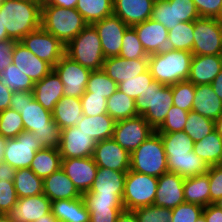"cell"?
I'll use <instances>...</instances> for the list:
<instances>
[{"instance_id":"obj_1","label":"cell","mask_w":222,"mask_h":222,"mask_svg":"<svg viewBox=\"0 0 222 222\" xmlns=\"http://www.w3.org/2000/svg\"><path fill=\"white\" fill-rule=\"evenodd\" d=\"M10 108L21 114L24 131L32 132L44 148H59L61 129L53 120L52 112L34 99L33 92H13Z\"/></svg>"},{"instance_id":"obj_2","label":"cell","mask_w":222,"mask_h":222,"mask_svg":"<svg viewBox=\"0 0 222 222\" xmlns=\"http://www.w3.org/2000/svg\"><path fill=\"white\" fill-rule=\"evenodd\" d=\"M159 134L167 157L168 172L183 178L208 172L209 165L193 152L194 142L184 131Z\"/></svg>"},{"instance_id":"obj_3","label":"cell","mask_w":222,"mask_h":222,"mask_svg":"<svg viewBox=\"0 0 222 222\" xmlns=\"http://www.w3.org/2000/svg\"><path fill=\"white\" fill-rule=\"evenodd\" d=\"M0 14L8 37L17 42L41 27L42 7L34 0H4Z\"/></svg>"},{"instance_id":"obj_4","label":"cell","mask_w":222,"mask_h":222,"mask_svg":"<svg viewBox=\"0 0 222 222\" xmlns=\"http://www.w3.org/2000/svg\"><path fill=\"white\" fill-rule=\"evenodd\" d=\"M193 54L185 50L165 49L149 55V70L154 80L163 85H174L188 80Z\"/></svg>"},{"instance_id":"obj_5","label":"cell","mask_w":222,"mask_h":222,"mask_svg":"<svg viewBox=\"0 0 222 222\" xmlns=\"http://www.w3.org/2000/svg\"><path fill=\"white\" fill-rule=\"evenodd\" d=\"M135 104L137 115L143 116L156 131L173 106L172 85H163L153 80L150 86L135 99Z\"/></svg>"},{"instance_id":"obj_6","label":"cell","mask_w":222,"mask_h":222,"mask_svg":"<svg viewBox=\"0 0 222 222\" xmlns=\"http://www.w3.org/2000/svg\"><path fill=\"white\" fill-rule=\"evenodd\" d=\"M87 25L82 15L75 8L42 6L41 27L64 45L74 39Z\"/></svg>"},{"instance_id":"obj_7","label":"cell","mask_w":222,"mask_h":222,"mask_svg":"<svg viewBox=\"0 0 222 222\" xmlns=\"http://www.w3.org/2000/svg\"><path fill=\"white\" fill-rule=\"evenodd\" d=\"M65 55L91 71L102 70L105 56L95 27L88 24L68 42L65 45Z\"/></svg>"},{"instance_id":"obj_8","label":"cell","mask_w":222,"mask_h":222,"mask_svg":"<svg viewBox=\"0 0 222 222\" xmlns=\"http://www.w3.org/2000/svg\"><path fill=\"white\" fill-rule=\"evenodd\" d=\"M130 169L153 177L168 172L167 157L160 134L155 131L131 154Z\"/></svg>"},{"instance_id":"obj_9","label":"cell","mask_w":222,"mask_h":222,"mask_svg":"<svg viewBox=\"0 0 222 222\" xmlns=\"http://www.w3.org/2000/svg\"><path fill=\"white\" fill-rule=\"evenodd\" d=\"M158 185V177L129 170L126 174L122 202L124 210L134 211L153 205Z\"/></svg>"},{"instance_id":"obj_10","label":"cell","mask_w":222,"mask_h":222,"mask_svg":"<svg viewBox=\"0 0 222 222\" xmlns=\"http://www.w3.org/2000/svg\"><path fill=\"white\" fill-rule=\"evenodd\" d=\"M193 55H222V24L215 18L194 21Z\"/></svg>"},{"instance_id":"obj_11","label":"cell","mask_w":222,"mask_h":222,"mask_svg":"<svg viewBox=\"0 0 222 222\" xmlns=\"http://www.w3.org/2000/svg\"><path fill=\"white\" fill-rule=\"evenodd\" d=\"M42 148L32 132L22 131L16 138L6 139L3 161L16 170L30 168L35 153Z\"/></svg>"},{"instance_id":"obj_12","label":"cell","mask_w":222,"mask_h":222,"mask_svg":"<svg viewBox=\"0 0 222 222\" xmlns=\"http://www.w3.org/2000/svg\"><path fill=\"white\" fill-rule=\"evenodd\" d=\"M155 129L143 116H136L115 123L112 139L130 154L136 150Z\"/></svg>"},{"instance_id":"obj_13","label":"cell","mask_w":222,"mask_h":222,"mask_svg":"<svg viewBox=\"0 0 222 222\" xmlns=\"http://www.w3.org/2000/svg\"><path fill=\"white\" fill-rule=\"evenodd\" d=\"M20 42L39 59L53 67L65 55V45L42 27L26 35Z\"/></svg>"},{"instance_id":"obj_14","label":"cell","mask_w":222,"mask_h":222,"mask_svg":"<svg viewBox=\"0 0 222 222\" xmlns=\"http://www.w3.org/2000/svg\"><path fill=\"white\" fill-rule=\"evenodd\" d=\"M63 83L64 96L80 98L86 90L91 70L64 55L53 67Z\"/></svg>"},{"instance_id":"obj_15","label":"cell","mask_w":222,"mask_h":222,"mask_svg":"<svg viewBox=\"0 0 222 222\" xmlns=\"http://www.w3.org/2000/svg\"><path fill=\"white\" fill-rule=\"evenodd\" d=\"M92 25L100 37L105 59L119 56L124 33L129 26L114 14Z\"/></svg>"},{"instance_id":"obj_16","label":"cell","mask_w":222,"mask_h":222,"mask_svg":"<svg viewBox=\"0 0 222 222\" xmlns=\"http://www.w3.org/2000/svg\"><path fill=\"white\" fill-rule=\"evenodd\" d=\"M93 159L98 167L120 172L130 169V153L112 138L96 142Z\"/></svg>"},{"instance_id":"obj_17","label":"cell","mask_w":222,"mask_h":222,"mask_svg":"<svg viewBox=\"0 0 222 222\" xmlns=\"http://www.w3.org/2000/svg\"><path fill=\"white\" fill-rule=\"evenodd\" d=\"M96 142L76 126L61 130V144L58 148L62 158L93 157Z\"/></svg>"},{"instance_id":"obj_18","label":"cell","mask_w":222,"mask_h":222,"mask_svg":"<svg viewBox=\"0 0 222 222\" xmlns=\"http://www.w3.org/2000/svg\"><path fill=\"white\" fill-rule=\"evenodd\" d=\"M61 168L73 182L77 190L83 195L91 189L98 166L93 157L62 158Z\"/></svg>"},{"instance_id":"obj_19","label":"cell","mask_w":222,"mask_h":222,"mask_svg":"<svg viewBox=\"0 0 222 222\" xmlns=\"http://www.w3.org/2000/svg\"><path fill=\"white\" fill-rule=\"evenodd\" d=\"M184 180L185 178L171 172L164 173L158 177V185L153 205L172 210L185 202Z\"/></svg>"},{"instance_id":"obj_20","label":"cell","mask_w":222,"mask_h":222,"mask_svg":"<svg viewBox=\"0 0 222 222\" xmlns=\"http://www.w3.org/2000/svg\"><path fill=\"white\" fill-rule=\"evenodd\" d=\"M126 174L127 172L98 167L91 189L83 197H122Z\"/></svg>"},{"instance_id":"obj_21","label":"cell","mask_w":222,"mask_h":222,"mask_svg":"<svg viewBox=\"0 0 222 222\" xmlns=\"http://www.w3.org/2000/svg\"><path fill=\"white\" fill-rule=\"evenodd\" d=\"M51 212V200L45 194L18 198L7 215L12 222H35Z\"/></svg>"},{"instance_id":"obj_22","label":"cell","mask_w":222,"mask_h":222,"mask_svg":"<svg viewBox=\"0 0 222 222\" xmlns=\"http://www.w3.org/2000/svg\"><path fill=\"white\" fill-rule=\"evenodd\" d=\"M148 69V58L129 60L120 56L106 58L102 66V71L117 84L137 77Z\"/></svg>"},{"instance_id":"obj_23","label":"cell","mask_w":222,"mask_h":222,"mask_svg":"<svg viewBox=\"0 0 222 222\" xmlns=\"http://www.w3.org/2000/svg\"><path fill=\"white\" fill-rule=\"evenodd\" d=\"M13 64L28 76L34 83L42 80L53 70L48 62L39 59L19 41L15 43L12 52Z\"/></svg>"},{"instance_id":"obj_24","label":"cell","mask_w":222,"mask_h":222,"mask_svg":"<svg viewBox=\"0 0 222 222\" xmlns=\"http://www.w3.org/2000/svg\"><path fill=\"white\" fill-rule=\"evenodd\" d=\"M132 27L148 55L168 48V29L161 23L150 18Z\"/></svg>"},{"instance_id":"obj_25","label":"cell","mask_w":222,"mask_h":222,"mask_svg":"<svg viewBox=\"0 0 222 222\" xmlns=\"http://www.w3.org/2000/svg\"><path fill=\"white\" fill-rule=\"evenodd\" d=\"M155 0H113V14L126 25L134 26L152 16Z\"/></svg>"},{"instance_id":"obj_26","label":"cell","mask_w":222,"mask_h":222,"mask_svg":"<svg viewBox=\"0 0 222 222\" xmlns=\"http://www.w3.org/2000/svg\"><path fill=\"white\" fill-rule=\"evenodd\" d=\"M222 70V55H193L188 81L193 85L211 84Z\"/></svg>"},{"instance_id":"obj_27","label":"cell","mask_w":222,"mask_h":222,"mask_svg":"<svg viewBox=\"0 0 222 222\" xmlns=\"http://www.w3.org/2000/svg\"><path fill=\"white\" fill-rule=\"evenodd\" d=\"M63 83L57 73L52 70L42 80L34 83V99L49 111H53L54 106L64 96Z\"/></svg>"},{"instance_id":"obj_28","label":"cell","mask_w":222,"mask_h":222,"mask_svg":"<svg viewBox=\"0 0 222 222\" xmlns=\"http://www.w3.org/2000/svg\"><path fill=\"white\" fill-rule=\"evenodd\" d=\"M43 184V194H45L51 202L83 197L62 168L50 176L45 177Z\"/></svg>"},{"instance_id":"obj_29","label":"cell","mask_w":222,"mask_h":222,"mask_svg":"<svg viewBox=\"0 0 222 222\" xmlns=\"http://www.w3.org/2000/svg\"><path fill=\"white\" fill-rule=\"evenodd\" d=\"M51 212L58 222H90L83 197L53 201Z\"/></svg>"},{"instance_id":"obj_30","label":"cell","mask_w":222,"mask_h":222,"mask_svg":"<svg viewBox=\"0 0 222 222\" xmlns=\"http://www.w3.org/2000/svg\"><path fill=\"white\" fill-rule=\"evenodd\" d=\"M192 110L214 121L222 115V101L211 84L195 86Z\"/></svg>"},{"instance_id":"obj_31","label":"cell","mask_w":222,"mask_h":222,"mask_svg":"<svg viewBox=\"0 0 222 222\" xmlns=\"http://www.w3.org/2000/svg\"><path fill=\"white\" fill-rule=\"evenodd\" d=\"M82 115L81 99L77 97L63 96L52 111V118L61 130L76 126Z\"/></svg>"},{"instance_id":"obj_32","label":"cell","mask_w":222,"mask_h":222,"mask_svg":"<svg viewBox=\"0 0 222 222\" xmlns=\"http://www.w3.org/2000/svg\"><path fill=\"white\" fill-rule=\"evenodd\" d=\"M116 121L107 113L95 117L82 115L76 127L85 132L95 142L110 139L113 136Z\"/></svg>"},{"instance_id":"obj_33","label":"cell","mask_w":222,"mask_h":222,"mask_svg":"<svg viewBox=\"0 0 222 222\" xmlns=\"http://www.w3.org/2000/svg\"><path fill=\"white\" fill-rule=\"evenodd\" d=\"M184 200L202 207L210 204V186L207 173L185 178Z\"/></svg>"},{"instance_id":"obj_34","label":"cell","mask_w":222,"mask_h":222,"mask_svg":"<svg viewBox=\"0 0 222 222\" xmlns=\"http://www.w3.org/2000/svg\"><path fill=\"white\" fill-rule=\"evenodd\" d=\"M193 152L209 166L222 162V138L213 131L205 138L194 143Z\"/></svg>"},{"instance_id":"obj_35","label":"cell","mask_w":222,"mask_h":222,"mask_svg":"<svg viewBox=\"0 0 222 222\" xmlns=\"http://www.w3.org/2000/svg\"><path fill=\"white\" fill-rule=\"evenodd\" d=\"M62 167V157L58 149L42 148L35 153L30 169L44 179Z\"/></svg>"},{"instance_id":"obj_36","label":"cell","mask_w":222,"mask_h":222,"mask_svg":"<svg viewBox=\"0 0 222 222\" xmlns=\"http://www.w3.org/2000/svg\"><path fill=\"white\" fill-rule=\"evenodd\" d=\"M14 187L18 198L32 197L43 193V179L30 168L15 171Z\"/></svg>"},{"instance_id":"obj_37","label":"cell","mask_w":222,"mask_h":222,"mask_svg":"<svg viewBox=\"0 0 222 222\" xmlns=\"http://www.w3.org/2000/svg\"><path fill=\"white\" fill-rule=\"evenodd\" d=\"M75 9L92 25L113 15V0H78Z\"/></svg>"},{"instance_id":"obj_38","label":"cell","mask_w":222,"mask_h":222,"mask_svg":"<svg viewBox=\"0 0 222 222\" xmlns=\"http://www.w3.org/2000/svg\"><path fill=\"white\" fill-rule=\"evenodd\" d=\"M107 114L116 122L136 117L135 100L117 90L107 99Z\"/></svg>"},{"instance_id":"obj_39","label":"cell","mask_w":222,"mask_h":222,"mask_svg":"<svg viewBox=\"0 0 222 222\" xmlns=\"http://www.w3.org/2000/svg\"><path fill=\"white\" fill-rule=\"evenodd\" d=\"M194 21L180 22L168 31V49L192 52L194 41Z\"/></svg>"},{"instance_id":"obj_40","label":"cell","mask_w":222,"mask_h":222,"mask_svg":"<svg viewBox=\"0 0 222 222\" xmlns=\"http://www.w3.org/2000/svg\"><path fill=\"white\" fill-rule=\"evenodd\" d=\"M183 131L195 143L215 131L214 120L204 117L198 114L197 112L191 110L188 113Z\"/></svg>"},{"instance_id":"obj_41","label":"cell","mask_w":222,"mask_h":222,"mask_svg":"<svg viewBox=\"0 0 222 222\" xmlns=\"http://www.w3.org/2000/svg\"><path fill=\"white\" fill-rule=\"evenodd\" d=\"M0 83L8 86L13 92H33L34 88V82L13 63L0 74Z\"/></svg>"},{"instance_id":"obj_42","label":"cell","mask_w":222,"mask_h":222,"mask_svg":"<svg viewBox=\"0 0 222 222\" xmlns=\"http://www.w3.org/2000/svg\"><path fill=\"white\" fill-rule=\"evenodd\" d=\"M117 90L118 84L115 81L108 77L104 71L96 70L90 73L85 92L108 99Z\"/></svg>"},{"instance_id":"obj_43","label":"cell","mask_w":222,"mask_h":222,"mask_svg":"<svg viewBox=\"0 0 222 222\" xmlns=\"http://www.w3.org/2000/svg\"><path fill=\"white\" fill-rule=\"evenodd\" d=\"M24 131L21 114L12 108L0 112V135L3 138H16Z\"/></svg>"},{"instance_id":"obj_44","label":"cell","mask_w":222,"mask_h":222,"mask_svg":"<svg viewBox=\"0 0 222 222\" xmlns=\"http://www.w3.org/2000/svg\"><path fill=\"white\" fill-rule=\"evenodd\" d=\"M122 41L123 43L119 54L120 57L129 60L137 58H149V55L143 48V45L132 26H129L126 29Z\"/></svg>"},{"instance_id":"obj_45","label":"cell","mask_w":222,"mask_h":222,"mask_svg":"<svg viewBox=\"0 0 222 222\" xmlns=\"http://www.w3.org/2000/svg\"><path fill=\"white\" fill-rule=\"evenodd\" d=\"M173 105L185 111H191L195 97V85L190 81H180L172 85Z\"/></svg>"},{"instance_id":"obj_46","label":"cell","mask_w":222,"mask_h":222,"mask_svg":"<svg viewBox=\"0 0 222 222\" xmlns=\"http://www.w3.org/2000/svg\"><path fill=\"white\" fill-rule=\"evenodd\" d=\"M153 80L154 78L148 69L146 72L138 75L137 77L118 84V90L135 100L148 86H150Z\"/></svg>"},{"instance_id":"obj_47","label":"cell","mask_w":222,"mask_h":222,"mask_svg":"<svg viewBox=\"0 0 222 222\" xmlns=\"http://www.w3.org/2000/svg\"><path fill=\"white\" fill-rule=\"evenodd\" d=\"M188 113V111H185L173 105L167 113L165 121L156 131L158 133L183 131Z\"/></svg>"},{"instance_id":"obj_48","label":"cell","mask_w":222,"mask_h":222,"mask_svg":"<svg viewBox=\"0 0 222 222\" xmlns=\"http://www.w3.org/2000/svg\"><path fill=\"white\" fill-rule=\"evenodd\" d=\"M151 19L161 23L168 31L175 27L174 4L166 0H155Z\"/></svg>"},{"instance_id":"obj_49","label":"cell","mask_w":222,"mask_h":222,"mask_svg":"<svg viewBox=\"0 0 222 222\" xmlns=\"http://www.w3.org/2000/svg\"><path fill=\"white\" fill-rule=\"evenodd\" d=\"M169 4H174L175 27L180 22L195 21L200 18L195 3L192 0H166Z\"/></svg>"},{"instance_id":"obj_50","label":"cell","mask_w":222,"mask_h":222,"mask_svg":"<svg viewBox=\"0 0 222 222\" xmlns=\"http://www.w3.org/2000/svg\"><path fill=\"white\" fill-rule=\"evenodd\" d=\"M139 222H170L171 209L149 205L134 210Z\"/></svg>"},{"instance_id":"obj_51","label":"cell","mask_w":222,"mask_h":222,"mask_svg":"<svg viewBox=\"0 0 222 222\" xmlns=\"http://www.w3.org/2000/svg\"><path fill=\"white\" fill-rule=\"evenodd\" d=\"M202 213V206L183 202L171 210L170 222H196Z\"/></svg>"},{"instance_id":"obj_52","label":"cell","mask_w":222,"mask_h":222,"mask_svg":"<svg viewBox=\"0 0 222 222\" xmlns=\"http://www.w3.org/2000/svg\"><path fill=\"white\" fill-rule=\"evenodd\" d=\"M83 115L95 117L107 113V99L85 92L81 97Z\"/></svg>"},{"instance_id":"obj_53","label":"cell","mask_w":222,"mask_h":222,"mask_svg":"<svg viewBox=\"0 0 222 222\" xmlns=\"http://www.w3.org/2000/svg\"><path fill=\"white\" fill-rule=\"evenodd\" d=\"M17 200L14 182L0 180V214H7Z\"/></svg>"},{"instance_id":"obj_54","label":"cell","mask_w":222,"mask_h":222,"mask_svg":"<svg viewBox=\"0 0 222 222\" xmlns=\"http://www.w3.org/2000/svg\"><path fill=\"white\" fill-rule=\"evenodd\" d=\"M208 178L210 186V204L222 197V166H209Z\"/></svg>"},{"instance_id":"obj_55","label":"cell","mask_w":222,"mask_h":222,"mask_svg":"<svg viewBox=\"0 0 222 222\" xmlns=\"http://www.w3.org/2000/svg\"><path fill=\"white\" fill-rule=\"evenodd\" d=\"M88 211L95 208H124L122 197H83Z\"/></svg>"},{"instance_id":"obj_56","label":"cell","mask_w":222,"mask_h":222,"mask_svg":"<svg viewBox=\"0 0 222 222\" xmlns=\"http://www.w3.org/2000/svg\"><path fill=\"white\" fill-rule=\"evenodd\" d=\"M200 17L216 18L222 6V0H192Z\"/></svg>"},{"instance_id":"obj_57","label":"cell","mask_w":222,"mask_h":222,"mask_svg":"<svg viewBox=\"0 0 222 222\" xmlns=\"http://www.w3.org/2000/svg\"><path fill=\"white\" fill-rule=\"evenodd\" d=\"M124 208H95L90 213V222H116Z\"/></svg>"},{"instance_id":"obj_58","label":"cell","mask_w":222,"mask_h":222,"mask_svg":"<svg viewBox=\"0 0 222 222\" xmlns=\"http://www.w3.org/2000/svg\"><path fill=\"white\" fill-rule=\"evenodd\" d=\"M16 42L12 39L0 42V74L13 63L12 52Z\"/></svg>"},{"instance_id":"obj_59","label":"cell","mask_w":222,"mask_h":222,"mask_svg":"<svg viewBox=\"0 0 222 222\" xmlns=\"http://www.w3.org/2000/svg\"><path fill=\"white\" fill-rule=\"evenodd\" d=\"M206 222H222V210L214 204L203 207V213Z\"/></svg>"},{"instance_id":"obj_60","label":"cell","mask_w":222,"mask_h":222,"mask_svg":"<svg viewBox=\"0 0 222 222\" xmlns=\"http://www.w3.org/2000/svg\"><path fill=\"white\" fill-rule=\"evenodd\" d=\"M12 94L13 91H11L8 86L0 83V112L10 108Z\"/></svg>"},{"instance_id":"obj_61","label":"cell","mask_w":222,"mask_h":222,"mask_svg":"<svg viewBox=\"0 0 222 222\" xmlns=\"http://www.w3.org/2000/svg\"><path fill=\"white\" fill-rule=\"evenodd\" d=\"M16 169L7 163L0 164V180H6L8 182H14Z\"/></svg>"},{"instance_id":"obj_62","label":"cell","mask_w":222,"mask_h":222,"mask_svg":"<svg viewBox=\"0 0 222 222\" xmlns=\"http://www.w3.org/2000/svg\"><path fill=\"white\" fill-rule=\"evenodd\" d=\"M116 222H139L134 211L123 210L117 217Z\"/></svg>"},{"instance_id":"obj_63","label":"cell","mask_w":222,"mask_h":222,"mask_svg":"<svg viewBox=\"0 0 222 222\" xmlns=\"http://www.w3.org/2000/svg\"><path fill=\"white\" fill-rule=\"evenodd\" d=\"M211 86H212L213 90L215 91L216 95L222 101V70L219 72V74L212 81Z\"/></svg>"},{"instance_id":"obj_64","label":"cell","mask_w":222,"mask_h":222,"mask_svg":"<svg viewBox=\"0 0 222 222\" xmlns=\"http://www.w3.org/2000/svg\"><path fill=\"white\" fill-rule=\"evenodd\" d=\"M77 1L78 0H52L49 4L46 5H53L67 9H73L76 7Z\"/></svg>"},{"instance_id":"obj_65","label":"cell","mask_w":222,"mask_h":222,"mask_svg":"<svg viewBox=\"0 0 222 222\" xmlns=\"http://www.w3.org/2000/svg\"><path fill=\"white\" fill-rule=\"evenodd\" d=\"M10 39L7 35L6 28H3L2 14H0V42Z\"/></svg>"},{"instance_id":"obj_66","label":"cell","mask_w":222,"mask_h":222,"mask_svg":"<svg viewBox=\"0 0 222 222\" xmlns=\"http://www.w3.org/2000/svg\"><path fill=\"white\" fill-rule=\"evenodd\" d=\"M35 222H58V221L54 217L52 212H50L49 214H46V215L42 216V218L36 220Z\"/></svg>"},{"instance_id":"obj_67","label":"cell","mask_w":222,"mask_h":222,"mask_svg":"<svg viewBox=\"0 0 222 222\" xmlns=\"http://www.w3.org/2000/svg\"><path fill=\"white\" fill-rule=\"evenodd\" d=\"M215 124V131L219 134L222 138V115L214 121Z\"/></svg>"},{"instance_id":"obj_68","label":"cell","mask_w":222,"mask_h":222,"mask_svg":"<svg viewBox=\"0 0 222 222\" xmlns=\"http://www.w3.org/2000/svg\"><path fill=\"white\" fill-rule=\"evenodd\" d=\"M6 138H3L0 135V164L3 163L4 147H5Z\"/></svg>"},{"instance_id":"obj_69","label":"cell","mask_w":222,"mask_h":222,"mask_svg":"<svg viewBox=\"0 0 222 222\" xmlns=\"http://www.w3.org/2000/svg\"><path fill=\"white\" fill-rule=\"evenodd\" d=\"M0 222H12L7 214H0Z\"/></svg>"},{"instance_id":"obj_70","label":"cell","mask_w":222,"mask_h":222,"mask_svg":"<svg viewBox=\"0 0 222 222\" xmlns=\"http://www.w3.org/2000/svg\"><path fill=\"white\" fill-rule=\"evenodd\" d=\"M34 1L42 7L43 5L49 4L52 0H34Z\"/></svg>"},{"instance_id":"obj_71","label":"cell","mask_w":222,"mask_h":222,"mask_svg":"<svg viewBox=\"0 0 222 222\" xmlns=\"http://www.w3.org/2000/svg\"><path fill=\"white\" fill-rule=\"evenodd\" d=\"M216 207L222 210V197L219 198L215 203H213Z\"/></svg>"},{"instance_id":"obj_72","label":"cell","mask_w":222,"mask_h":222,"mask_svg":"<svg viewBox=\"0 0 222 222\" xmlns=\"http://www.w3.org/2000/svg\"><path fill=\"white\" fill-rule=\"evenodd\" d=\"M220 24H222V6L218 16L215 18Z\"/></svg>"},{"instance_id":"obj_73","label":"cell","mask_w":222,"mask_h":222,"mask_svg":"<svg viewBox=\"0 0 222 222\" xmlns=\"http://www.w3.org/2000/svg\"><path fill=\"white\" fill-rule=\"evenodd\" d=\"M196 222H206L205 218L203 215H201V217H199Z\"/></svg>"}]
</instances>
